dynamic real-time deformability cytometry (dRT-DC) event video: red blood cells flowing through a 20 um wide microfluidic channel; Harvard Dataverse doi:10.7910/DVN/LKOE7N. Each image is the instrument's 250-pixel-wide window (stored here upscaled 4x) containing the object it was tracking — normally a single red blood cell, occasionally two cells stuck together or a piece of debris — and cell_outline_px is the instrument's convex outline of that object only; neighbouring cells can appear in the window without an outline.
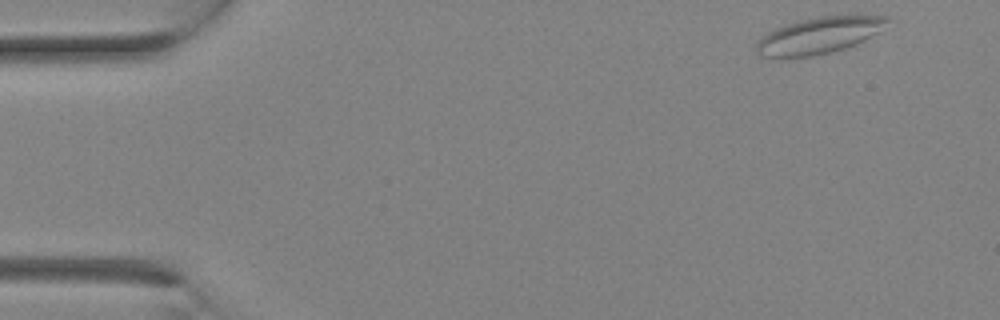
{"species": "Egyptian fruit bat (a non-hibernating species)", "species_latin": "Rousettus aegyptiacus", "temperature_condition": "room temperature", "stored_images_in_passage": 8, "camera_frame_rate_fps": 3000, "um_per_image_px": 0.085, "animal": {"sex": "female"}, "frame": {"image": 1, "passage_image": 1, "time_ms": 0.0, "image_size_px": [1000, 320], "cell_outline_px": [[896, 20], [880, 32], [856, 44], [832, 52], [812, 56], [764, 56], [756, 52], [756, 44], [768, 32], [776, 28], [800, 20], [820, 16], [892, 16]], "centroid_in_image_um": [69.76, 2.99], "position_along_channel_um": 15.2, "area_um2": 27.63}}